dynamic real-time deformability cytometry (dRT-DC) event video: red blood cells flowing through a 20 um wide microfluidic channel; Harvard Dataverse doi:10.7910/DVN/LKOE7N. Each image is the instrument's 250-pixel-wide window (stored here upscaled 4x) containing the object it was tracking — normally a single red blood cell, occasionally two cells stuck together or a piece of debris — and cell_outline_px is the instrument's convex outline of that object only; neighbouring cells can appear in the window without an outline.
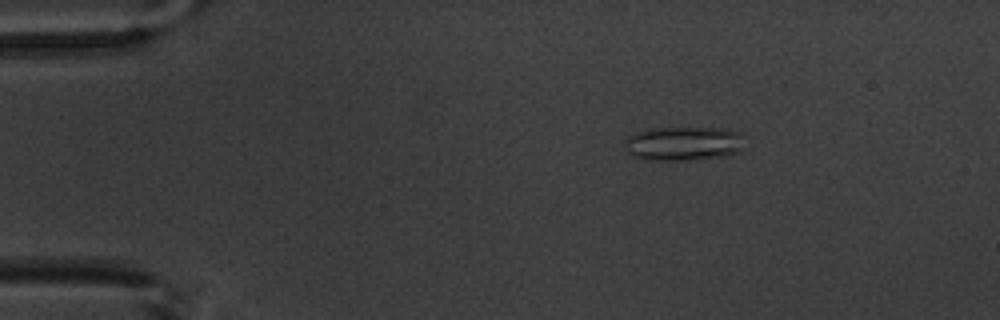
{"species": "common noctule bat (a hibernating species)", "species_latin": "Nyctalus noctula", "temperature_condition": "warm", "stored_images_in_passage": 5, "camera_frame_rate_fps": 3000, "um_per_image_px": 0.085, "animal": {"sex": "male", "body_mass_g": 20.1, "forearm_length_mm": 53.5}, "frame": {"image": 1, "passage_image": 3, "time_ms": 2.333, "image_size_px": [1000, 320], "cell_outline_px": [[740, 148], [736, 152], [720, 156], [680, 160], [652, 160], [632, 156], [628, 152], [624, 144], [624, 140], [628, 136], [636, 132], [652, 128], [720, 128], [740, 132]], "centroid_in_image_um": [57.99, 12.18], "position_along_channel_um": 27.0, "area_um2": 23.29}}